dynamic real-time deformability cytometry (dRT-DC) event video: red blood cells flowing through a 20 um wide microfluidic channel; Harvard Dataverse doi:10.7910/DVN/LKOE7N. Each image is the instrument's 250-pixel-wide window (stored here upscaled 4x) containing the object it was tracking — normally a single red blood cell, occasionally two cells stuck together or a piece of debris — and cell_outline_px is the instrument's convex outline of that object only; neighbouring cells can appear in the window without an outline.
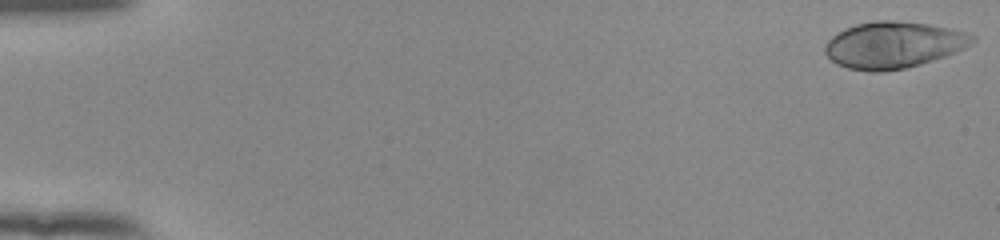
{"species": "human", "species_latin": "Homo sapiens", "temperature_condition": "room temperature", "stored_images_in_passage": 53, "camera_frame_rate_fps": 3000, "um_per_image_px": 0.085, "donor": {"sex": "female"}, "frame": {"image": 1, "passage_image": 1, "time_ms": 0.0, "image_size_px": [1000, 240], "cell_outline_px": [[976, 40], [972, 44], [956, 52], [920, 64], [904, 68], [884, 72], [868, 72], [848, 68], [836, 64], [824, 52], [824, 48], [828, 40], [832, 36], [844, 28], [856, 24], [876, 20], [892, 20], [928, 24], [952, 28], [976, 36]], "centroid_in_image_um": [75.94, 3.82], "position_along_channel_um": 9.1, "area_um2": 40.11}}
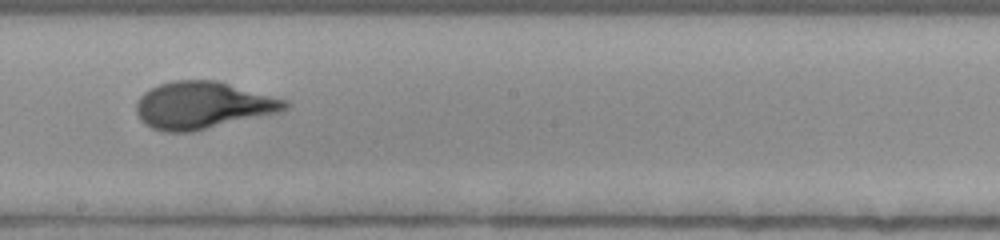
{"frame": {"image": 2, "passage_image": 31, "time_ms": 10.0, "image_size_px": [1000, 240], "cell_outline_px": [[292, 104], [288, 108], [280, 112], [192, 132], [164, 132], [152, 128], [144, 124], [140, 120], [136, 112], [136, 100], [144, 92], [160, 84], [172, 80], [216, 80], [288, 100]], "centroid_in_image_um": [17.23, 8.95], "position_along_channel_um": 231.0, "area_um2": 41.1}}
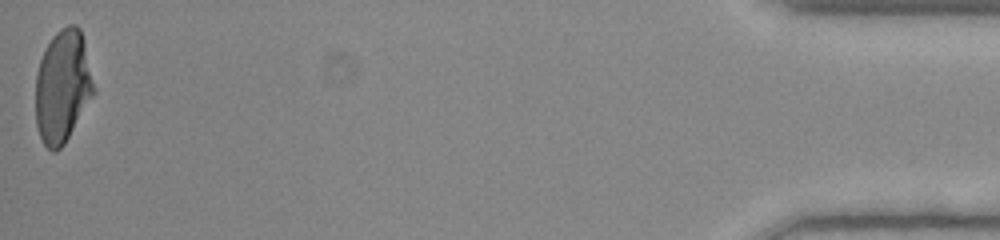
{"frame": {"image": 3, "passage_image": 53, "time_ms": 17.333, "image_size_px": [1000, 240], "cell_outline_px": [[96, 92], [64, 144], [56, 152], [52, 152], [44, 144], [40, 136], [36, 124], [36, 72], [44, 48], [52, 36], [60, 28], [68, 24], [76, 24], [80, 28], [84, 40], [96, 88]], "centroid_in_image_um": [5.34, 7.32], "position_along_channel_um": 429.9, "area_um2": 38.67}, "authors_computed_cell_mechanics": {"area_um2": 39.4196, "velocity_mm_per_s": 3.8989, "shape_relaxation_time_tau1_ms": 4.9366, "shape_relaxation_time_tau2_ms": null, "deformation_change_tau1": 0.2188, "deformation_change_tau2": null}}